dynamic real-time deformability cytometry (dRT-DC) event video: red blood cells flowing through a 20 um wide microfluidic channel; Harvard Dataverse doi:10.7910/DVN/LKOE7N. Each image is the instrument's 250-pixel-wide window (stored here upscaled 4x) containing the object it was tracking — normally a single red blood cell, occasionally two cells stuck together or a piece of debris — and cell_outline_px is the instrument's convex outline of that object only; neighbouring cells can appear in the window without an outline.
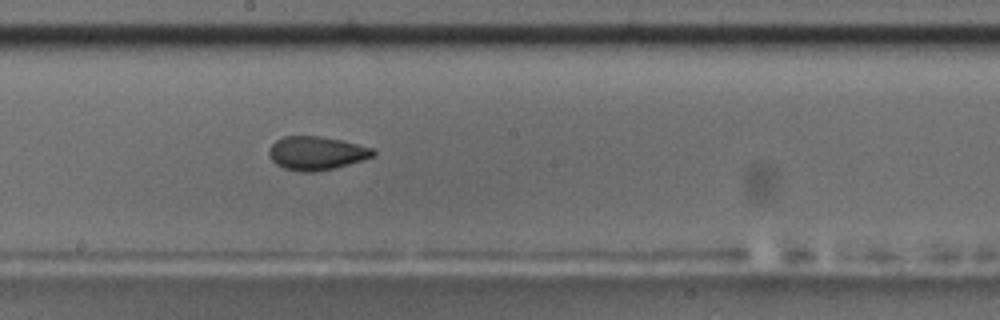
{"species": "common noctule bat (a hibernating species)", "species_latin": "Nyctalus noctula", "temperature_condition": "room temperature", "stored_images_in_passage": 52, "camera_frame_rate_fps": 3000, "um_per_image_px": 0.085, "animal": {"sex": "male", "body_mass_g": 17.5, "forearm_length_mm": 52.3}, "frame": {"image": 1, "passage_image": 30, "time_ms": 9.667, "image_size_px": [1000, 320], "cell_outline_px": [[376, 152], [372, 156], [364, 160], [336, 168], [312, 172], [300, 172], [284, 168], [276, 164], [268, 156], [268, 152], [272, 144], [276, 140], [284, 136], [320, 136], [340, 140], [372, 148]], "centroid_in_image_um": [26.87, 13.03], "position_along_channel_um": 221.3, "area_um2": 20.35}}